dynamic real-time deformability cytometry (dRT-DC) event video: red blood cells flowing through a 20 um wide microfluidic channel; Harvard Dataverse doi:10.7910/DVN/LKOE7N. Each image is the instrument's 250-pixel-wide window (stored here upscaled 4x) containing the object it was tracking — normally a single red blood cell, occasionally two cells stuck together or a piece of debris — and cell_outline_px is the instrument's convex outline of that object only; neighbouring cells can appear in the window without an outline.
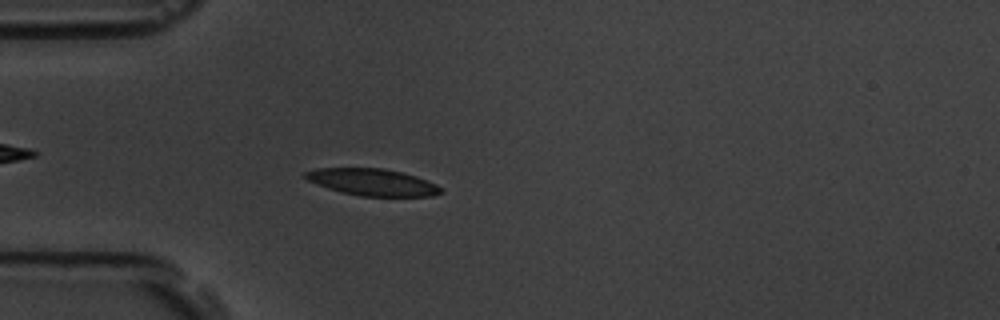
{"species": "common noctule bat (a hibernating species)", "species_latin": "Nyctalus noctula", "temperature_condition": "room temperature", "stored_images_in_passage": 6, "camera_frame_rate_fps": 3000, "um_per_image_px": 0.085, "animal": {"sex": "male", "body_mass_g": 19.5, "forearm_length_mm": 54.6}, "frame": {"image": 1, "passage_image": 6, "time_ms": 5.667, "image_size_px": [1000, 320], "cell_outline_px": [[444, 192], [432, 196], [360, 196], [340, 192], [328, 188], [308, 180], [304, 176], [304, 172], [316, 168], [384, 168], [416, 176], [436, 184]], "centroid_in_image_um": [31.65, 15.48], "position_along_channel_um": 53.3, "area_um2": 21.1}}